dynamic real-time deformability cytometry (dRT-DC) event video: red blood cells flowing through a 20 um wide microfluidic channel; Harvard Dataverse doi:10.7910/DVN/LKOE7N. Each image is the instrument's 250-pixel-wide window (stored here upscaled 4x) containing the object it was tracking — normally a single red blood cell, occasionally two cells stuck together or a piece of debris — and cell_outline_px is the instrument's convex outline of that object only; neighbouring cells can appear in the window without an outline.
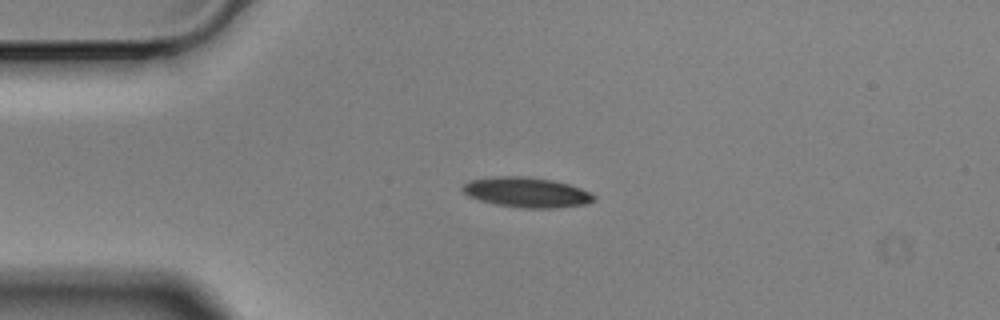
{"species": "Egyptian fruit bat (a non-hibernating species)", "species_latin": "Rousettus aegyptiacus", "temperature_condition": "cold", "stored_images_in_passage": 2, "camera_frame_rate_fps": 3000, "um_per_image_px": 0.085, "animal": {"sex": "male"}, "frame": {"image": 1, "passage_image": 1, "time_ms": 0.0, "image_size_px": [1000, 320], "cell_outline_px": [[596, 200], [584, 204], [556, 208], [524, 208], [496, 204], [480, 200], [468, 196], [460, 188], [468, 180], [492, 176], [528, 176], [552, 180], [568, 184], [592, 192], [596, 196]], "centroid_in_image_um": [44.76, 16.34], "position_along_channel_um": 40.2, "area_um2": 23.18}}